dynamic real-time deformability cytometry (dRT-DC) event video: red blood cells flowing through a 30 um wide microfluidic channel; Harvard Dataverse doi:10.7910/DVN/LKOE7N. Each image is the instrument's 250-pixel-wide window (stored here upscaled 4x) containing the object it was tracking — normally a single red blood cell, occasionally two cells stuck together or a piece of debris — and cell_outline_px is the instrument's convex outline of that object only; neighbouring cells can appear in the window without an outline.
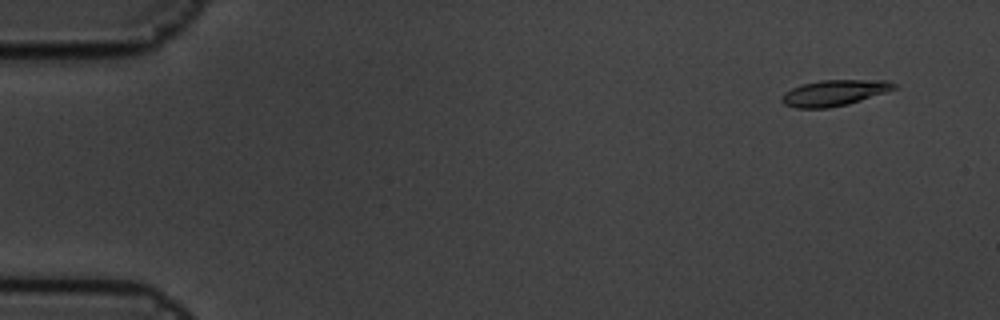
{"species": "common noctule bat (a hibernating species)", "species_latin": "Nyctalus noctula", "temperature_condition": "cold", "stored_images_in_passage": 4, "camera_frame_rate_fps": 3000, "um_per_image_px": 0.085, "animal": {"sex": "male", "body_mass_g": 19.5, "forearm_length_mm": 54.6}, "frame": {"image": 1, "passage_image": 1, "time_ms": 0.0, "image_size_px": [1000, 320], "cell_outline_px": [[896, 88], [848, 104], [828, 108], [796, 108], [784, 104], [780, 100], [780, 96], [784, 92], [792, 88], [804, 84], [820, 80], [888, 80], [896, 84]], "centroid_in_image_um": [70.86, 7.89], "position_along_channel_um": 14.1, "area_um2": 16.82}}
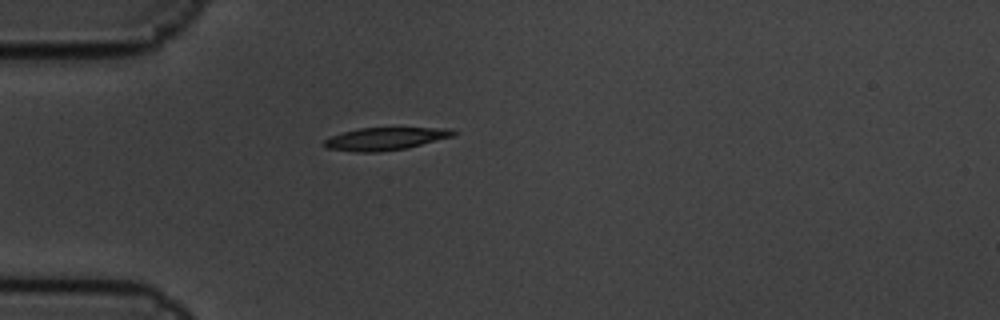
{"frame": {"image": 2, "passage_image": 4, "time_ms": 1.0, "image_size_px": [1000, 320], "cell_outline_px": [[456, 132], [452, 136], [408, 148], [380, 152], [356, 152], [324, 148], [324, 140], [332, 136], [344, 132], [360, 128], [452, 128]], "centroid_in_image_um": [32.73, 11.8], "position_along_channel_um": 52.3, "area_um2": 16.94}}